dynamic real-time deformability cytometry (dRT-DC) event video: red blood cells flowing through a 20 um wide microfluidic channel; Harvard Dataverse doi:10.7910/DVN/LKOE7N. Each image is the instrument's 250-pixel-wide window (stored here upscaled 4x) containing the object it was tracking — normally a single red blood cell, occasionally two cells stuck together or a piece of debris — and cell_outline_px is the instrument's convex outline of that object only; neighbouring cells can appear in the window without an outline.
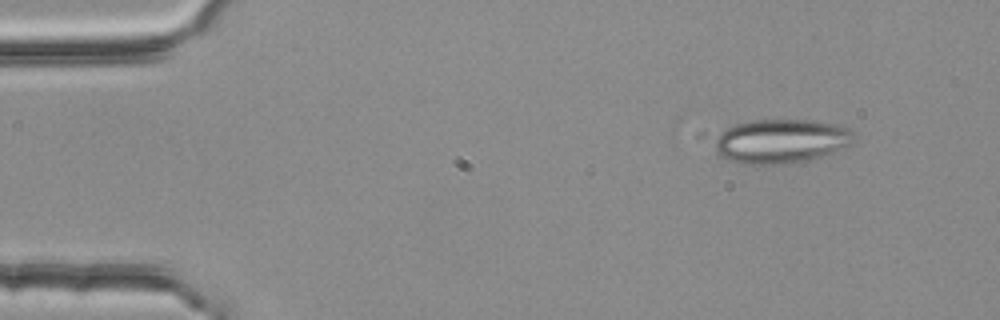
{"species": "common noctule bat (a hibernating species)", "species_latin": "Nyctalus noctula", "temperature_condition": "room temperature", "stored_images_in_passage": 5, "segment_of_instrument_passage": [2, 2], "camera_frame_rate_fps": 3000, "um_per_image_px": 0.085, "animal": {"sex": "female", "body_mass_g": 25.1}, "frame": {"image": 1, "passage_image": 5, "time_ms": 1.333, "image_size_px": [1000, 320], "cell_outline_px": [[856, 140], [852, 144], [832, 152], [820, 156], [788, 164], [740, 164], [724, 160], [716, 152], [716, 136], [728, 128], [736, 124], [756, 120], [812, 120], [836, 124], [848, 128], [856, 132]], "centroid_in_image_um": [66.41, 12.0], "position_along_channel_um": 18.6, "area_um2": 35.95}}